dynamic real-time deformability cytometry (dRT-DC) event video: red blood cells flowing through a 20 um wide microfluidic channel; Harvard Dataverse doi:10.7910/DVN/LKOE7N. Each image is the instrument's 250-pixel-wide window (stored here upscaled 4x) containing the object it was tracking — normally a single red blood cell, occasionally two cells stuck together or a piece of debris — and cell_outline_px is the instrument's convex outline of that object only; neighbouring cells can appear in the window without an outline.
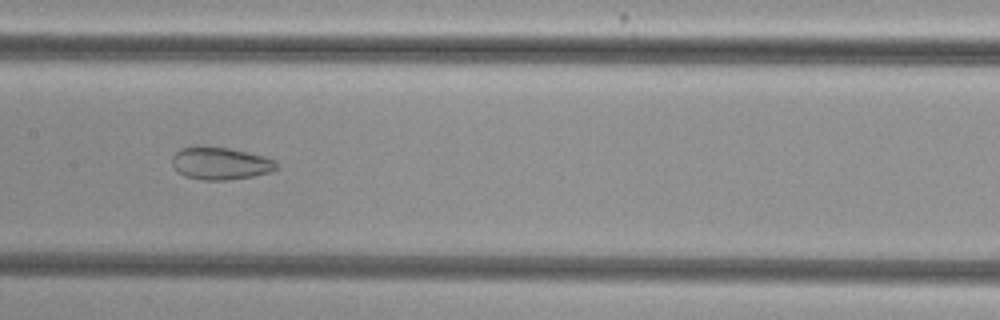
{"species": "common noctule bat (a hibernating species)", "species_latin": "Nyctalus noctula", "temperature_condition": "cold", "stored_images_in_passage": 51, "camera_frame_rate_fps": 3000, "um_per_image_px": 0.085, "animal": {"sex": "female", "body_mass_g": 29.2, "forearm_length_mm": 56.3}, "frame": {"image": 1, "passage_image": 28, "time_ms": 9.0, "image_size_px": [1000, 320], "cell_outline_px": [[276, 168], [272, 172], [252, 176], [228, 180], [200, 180], [184, 176], [172, 164], [172, 156], [180, 148], [228, 148], [264, 156], [276, 160]], "centroid_in_image_um": [18.76, 13.92], "position_along_channel_um": 188.6, "area_um2": 19.31}}
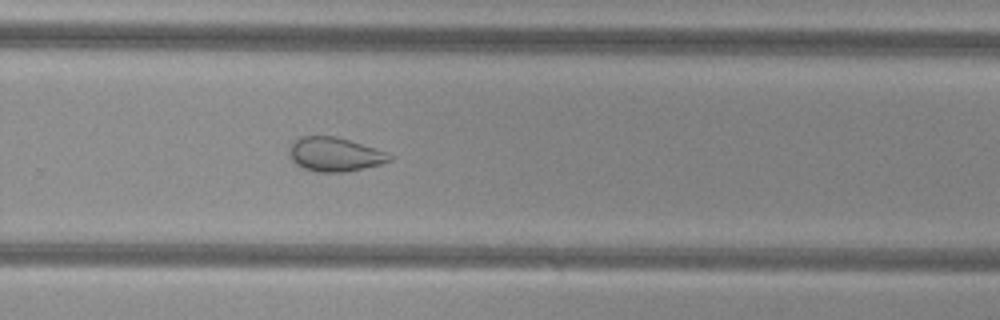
{"frame": {"image": 2, "passage_image": 37, "time_ms": 12.0, "image_size_px": [1000, 320], "cell_outline_px": [[392, 160], [380, 164], [348, 172], [316, 172], [304, 168], [296, 164], [292, 160], [288, 152], [292, 144], [300, 136], [336, 136], [376, 148], [392, 156]], "centroid_in_image_um": [28.45, 13.13], "position_along_channel_um": 301.4, "area_um2": 19.83}}
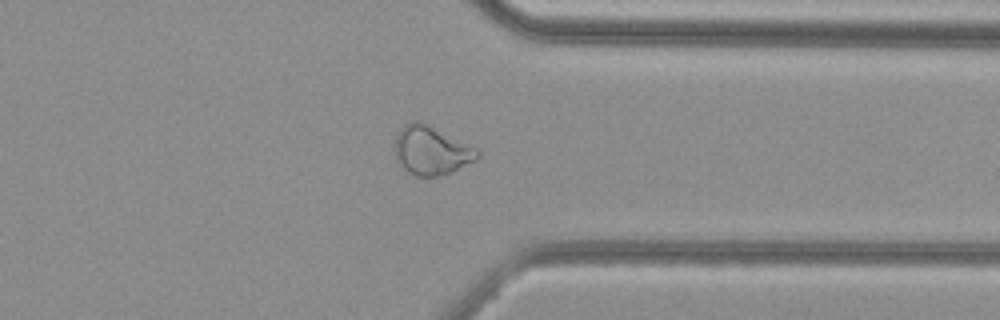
{"frame": {"image": 3, "passage_image": 43, "time_ms": 14.0, "image_size_px": [1000, 320], "cell_outline_px": [[480, 156], [476, 160], [452, 172], [436, 176], [416, 176], [408, 172], [396, 160], [396, 136], [400, 128], [404, 124], [412, 120], [420, 120], [428, 124], [480, 152]], "centroid_in_image_um": [36.62, 12.79], "position_along_channel_um": 374.8, "area_um2": 23.0}}